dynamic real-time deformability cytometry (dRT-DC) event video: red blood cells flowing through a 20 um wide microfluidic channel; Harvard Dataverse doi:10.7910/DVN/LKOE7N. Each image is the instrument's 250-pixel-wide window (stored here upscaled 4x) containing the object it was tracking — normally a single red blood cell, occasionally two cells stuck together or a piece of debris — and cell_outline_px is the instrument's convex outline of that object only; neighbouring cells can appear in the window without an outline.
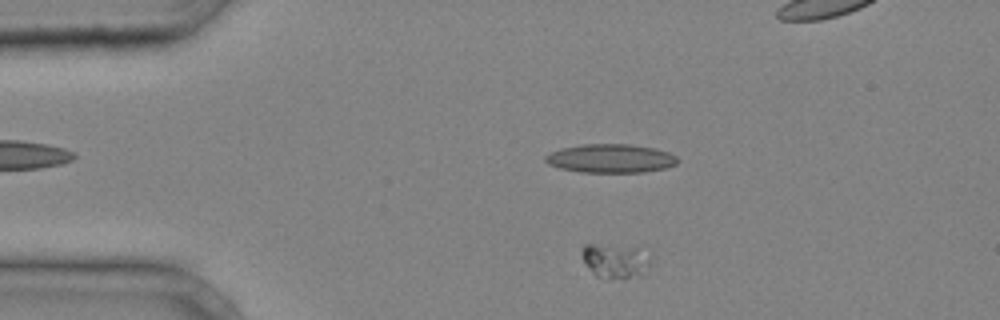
{"species": "common noctule bat (a hibernating species)", "species_latin": "Nyctalus noctula", "temperature_condition": "cold", "stored_images_in_passage": 40, "camera_frame_rate_fps": 3000, "um_per_image_px": 0.085, "animal": {"sex": "male", "body_mass_g": 20.4}, "frame": {"image": 1, "passage_image": 7, "time_ms": 2.0, "image_size_px": [1000, 320], "cell_outline_px": [[652, 260], [648, 272], [644, 276], [608, 280], [604, 280], [596, 276], [584, 264], [580, 252], [584, 244], [616, 244], [636, 248]], "centroid_in_image_um": [52.28, 22.2], "position_along_channel_um": 32.7, "area_um2": 14.45}}